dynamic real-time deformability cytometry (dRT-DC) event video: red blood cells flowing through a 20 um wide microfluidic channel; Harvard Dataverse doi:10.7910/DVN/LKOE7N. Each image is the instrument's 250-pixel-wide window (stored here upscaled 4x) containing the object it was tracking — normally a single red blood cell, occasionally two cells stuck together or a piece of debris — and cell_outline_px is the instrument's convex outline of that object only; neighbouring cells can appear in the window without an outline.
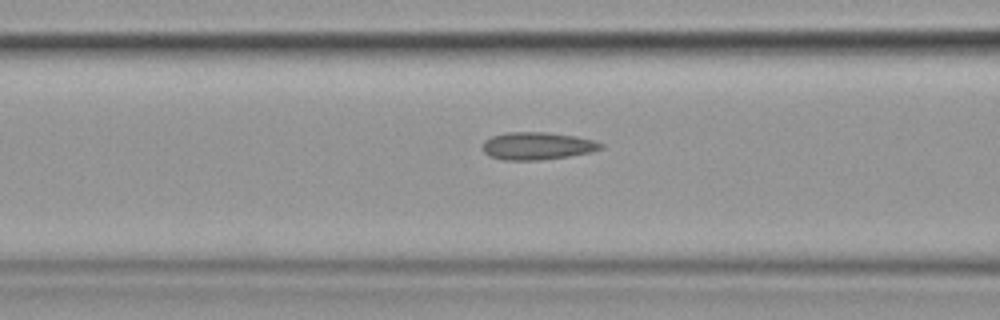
{"species": "common noctule bat (a hibernating species)", "species_latin": "Nyctalus noctula", "temperature_condition": "cold", "stored_images_in_passage": 7, "camera_frame_rate_fps": 3000, "um_per_image_px": 0.085, "animal": {"sex": "female", "body_mass_g": 19.9}, "frame": {"image": 1, "passage_image": 5, "time_ms": 1.333, "image_size_px": [1000, 320], "cell_outline_px": [[604, 148], [592, 152], [568, 156], [540, 160], [504, 160], [488, 156], [484, 152], [484, 140], [492, 136], [508, 132], [544, 132], [576, 136], [592, 140], [604, 144]], "centroid_in_image_um": [45.68, 12.4], "position_along_channel_um": 120.9, "area_um2": 18.96}}